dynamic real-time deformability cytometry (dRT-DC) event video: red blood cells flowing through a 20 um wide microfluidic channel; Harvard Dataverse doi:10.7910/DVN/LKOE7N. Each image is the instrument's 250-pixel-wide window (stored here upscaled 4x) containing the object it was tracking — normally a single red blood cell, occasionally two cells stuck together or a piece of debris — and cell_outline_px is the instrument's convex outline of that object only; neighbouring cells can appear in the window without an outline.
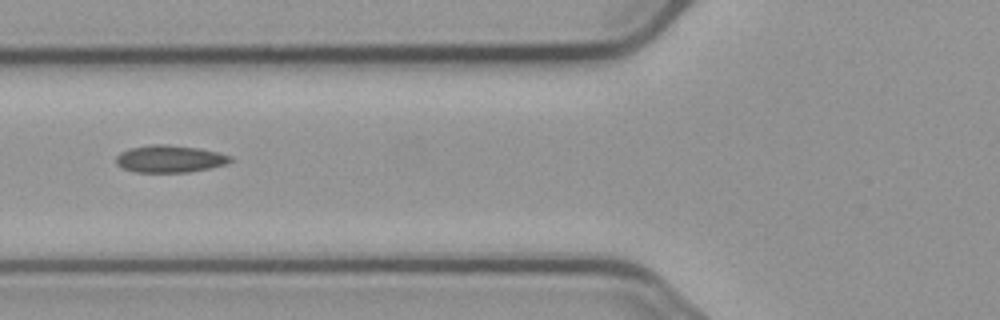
{"species": "common noctule bat (a hibernating species)", "species_latin": "Nyctalus noctula", "temperature_condition": "cold", "stored_images_in_passage": 8, "camera_frame_rate_fps": 3000, "um_per_image_px": 0.085, "animal": {"sex": "male", "body_mass_g": 23.1, "forearm_length_mm": 52.7}, "frame": {"image": 1, "passage_image": 6, "time_ms": 6.0, "image_size_px": [1000, 320], "cell_outline_px": [[232, 160], [224, 164], [208, 168], [188, 172], [136, 172], [124, 168], [116, 164], [116, 156], [120, 152], [132, 148], [152, 144], [168, 144], [200, 148], [232, 156]], "centroid_in_image_um": [14.41, 13.49], "position_along_channel_um": 111.4, "area_um2": 17.98}}
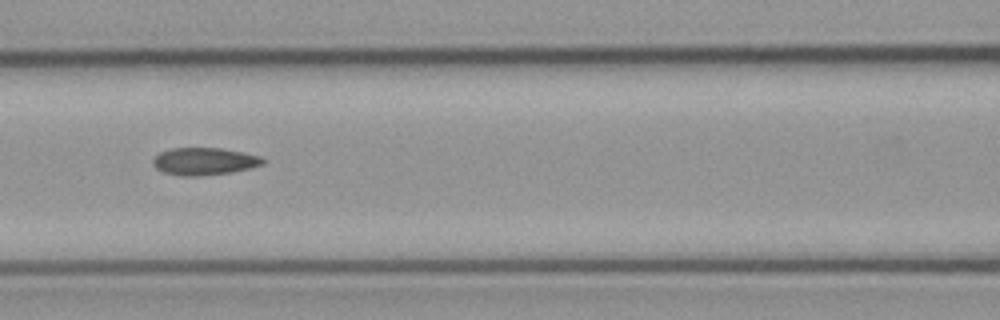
{"frame": {"image": 2, "passage_image": 7, "time_ms": 7.0, "image_size_px": [1000, 320], "cell_outline_px": [[268, 160], [264, 164], [252, 168], [232, 172], [200, 176], [180, 176], [164, 172], [156, 168], [152, 164], [152, 160], [160, 152], [172, 148], [220, 148], [244, 152], [260, 156]], "centroid_in_image_um": [17.41, 13.72], "position_along_channel_um": 149.2, "area_um2": 17.74}}
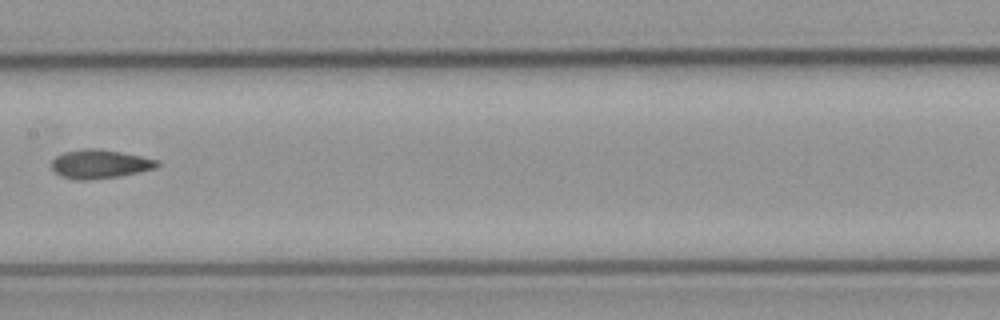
{"frame": {"image": 3, "passage_image": 8, "time_ms": 8.333, "image_size_px": [1000, 320], "cell_outline_px": [[160, 164], [156, 168], [120, 176], [84, 180], [80, 180], [60, 176], [52, 168], [52, 160], [56, 156], [64, 152], [84, 148], [96, 148], [120, 152], [140, 156], [156, 160]], "centroid_in_image_um": [8.46, 13.94], "position_along_channel_um": 198.9, "area_um2": 17.51}}